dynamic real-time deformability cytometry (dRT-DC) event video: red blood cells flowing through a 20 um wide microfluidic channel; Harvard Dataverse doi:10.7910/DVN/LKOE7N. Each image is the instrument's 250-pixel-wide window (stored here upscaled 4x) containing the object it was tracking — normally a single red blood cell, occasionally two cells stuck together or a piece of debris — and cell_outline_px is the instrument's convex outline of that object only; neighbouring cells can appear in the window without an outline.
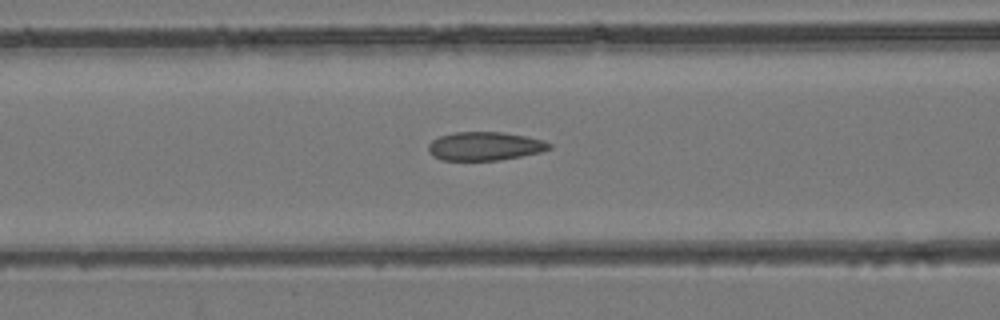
{"species": "common noctule bat (a hibernating species)", "species_latin": "Nyctalus noctula", "temperature_condition": "room temperature", "stored_images_in_passage": 31, "camera_frame_rate_fps": 3000, "um_per_image_px": 0.085, "animal": {"sex": "female", "body_mass_g": 24.6, "forearm_length_mm": 56.2}, "frame": {"image": 1, "passage_image": 6, "time_ms": 1.667, "image_size_px": [1000, 320], "cell_outline_px": [[552, 148], [540, 152], [500, 160], [440, 160], [432, 156], [428, 152], [428, 144], [432, 140], [440, 136], [452, 132], [504, 132], [544, 140], [552, 144]], "centroid_in_image_um": [41.18, 12.42], "position_along_channel_um": 125.4, "area_um2": 20.23}}
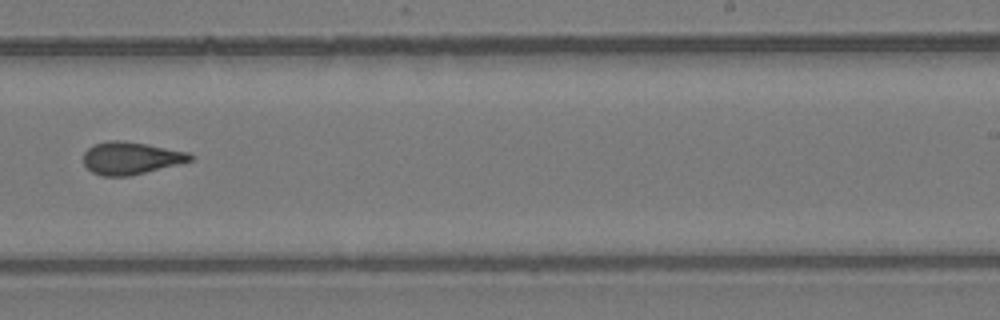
{"frame": {"image": 2, "passage_image": 16, "time_ms": 5.0, "image_size_px": [1000, 320], "cell_outline_px": [[196, 156], [192, 160], [132, 176], [100, 176], [92, 172], [84, 164], [84, 152], [92, 144], [108, 140], [124, 140], [148, 144], [188, 152]], "centroid_in_image_um": [11.11, 13.43], "position_along_channel_um": 277.9, "area_um2": 20.4}}
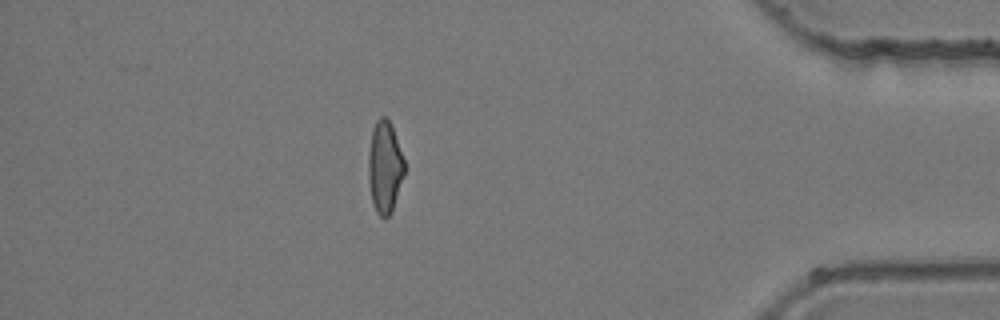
{"frame": {"image": 3, "passage_image": 27, "time_ms": 8.667, "image_size_px": [1000, 320], "cell_outline_px": [[404, 172], [392, 212], [384, 220], [376, 212], [372, 200], [368, 180], [368, 152], [372, 128], [376, 120], [380, 116], [384, 116], [392, 124], [404, 160]], "centroid_in_image_um": [32.68, 14.18], "position_along_channel_um": 402.5, "area_um2": 19.42}}